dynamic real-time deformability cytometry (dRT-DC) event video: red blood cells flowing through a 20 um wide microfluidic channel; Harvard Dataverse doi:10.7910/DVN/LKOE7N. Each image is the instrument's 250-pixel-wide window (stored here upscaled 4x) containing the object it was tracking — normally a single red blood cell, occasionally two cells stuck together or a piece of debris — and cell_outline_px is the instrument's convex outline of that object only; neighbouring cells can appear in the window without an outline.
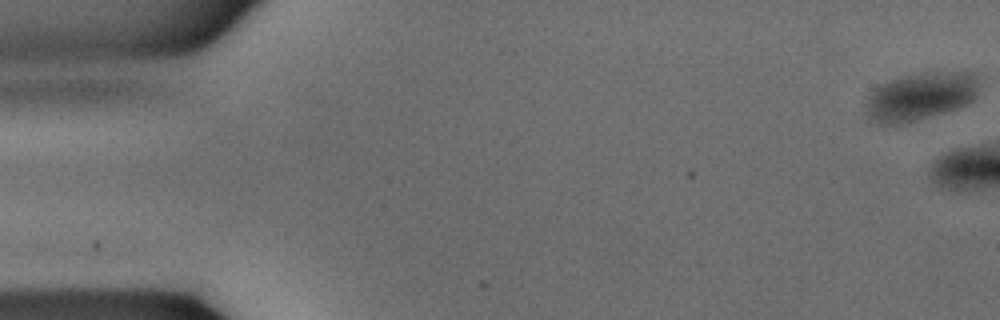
{"species": "common noctule bat (a hibernating species)", "species_latin": "Nyctalus noctula", "temperature_condition": "warm", "stored_images_in_passage": 3, "camera_frame_rate_fps": 3000, "um_per_image_px": 0.085, "animal": {"sex": "male", "body_mass_g": 15.6}, "frame": {"image": 1, "passage_image": 1, "time_ms": 0.0, "image_size_px": [1000, 320], "cell_outline_px": [[984, 76], [980, 92], [972, 100], [956, 108], [944, 112], [916, 120], [900, 124], [880, 124], [872, 120], [868, 116], [868, 92], [880, 84], [904, 76], [920, 72], [976, 72]], "centroid_in_image_um": [78.35, 8.14], "position_along_channel_um": 6.6, "area_um2": 32.02}}